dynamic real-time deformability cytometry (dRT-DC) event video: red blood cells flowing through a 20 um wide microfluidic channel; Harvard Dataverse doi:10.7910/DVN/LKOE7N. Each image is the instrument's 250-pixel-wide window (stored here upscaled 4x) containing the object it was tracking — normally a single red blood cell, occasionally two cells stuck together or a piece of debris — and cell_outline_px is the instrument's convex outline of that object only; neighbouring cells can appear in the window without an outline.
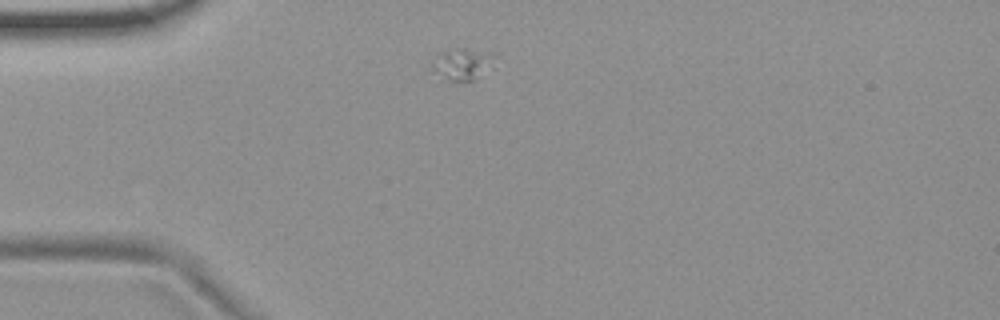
{"species": "common noctule bat (a hibernating species)", "species_latin": "Nyctalus noctula", "temperature_condition": "room temperature", "stored_images_in_passage": 3, "camera_frame_rate_fps": 3000, "um_per_image_px": 0.085, "animal": {"sex": "female", "body_mass_g": 19.9}, "frame": {"image": 1, "passage_image": 1, "time_ms": 0.0, "image_size_px": [1000, 320], "cell_outline_px": [[492, 52], [476, 80], [448, 80], [428, 72], [428, 68], [432, 60], [440, 52], [456, 48], [464, 48]], "centroid_in_image_um": [39.03, 5.44], "position_along_channel_um": 46.0, "area_um2": 11.04}}